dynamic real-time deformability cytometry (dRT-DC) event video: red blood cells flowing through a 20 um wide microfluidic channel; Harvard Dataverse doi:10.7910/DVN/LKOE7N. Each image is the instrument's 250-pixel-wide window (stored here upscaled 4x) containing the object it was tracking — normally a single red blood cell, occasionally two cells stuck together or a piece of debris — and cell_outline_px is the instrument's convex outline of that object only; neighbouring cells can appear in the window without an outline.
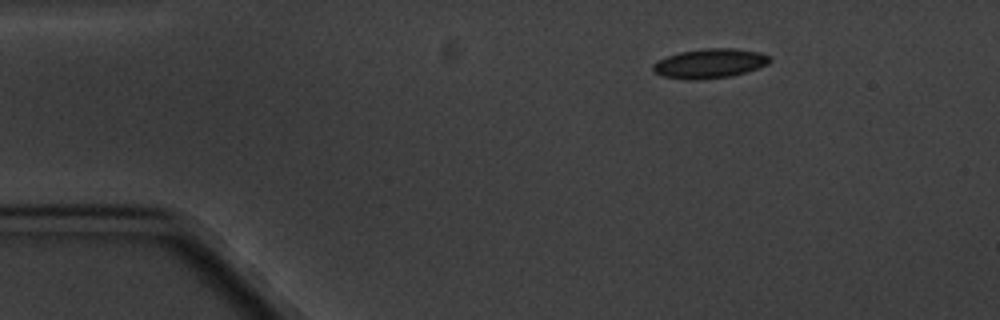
{"species": "common noctule bat (a hibernating species)", "species_latin": "Nyctalus noctula", "temperature_condition": "cold", "stored_images_in_passage": 4, "camera_frame_rate_fps": 3000, "um_per_image_px": 0.085, "animal": {"sex": "male", "body_mass_g": 20.1, "forearm_length_mm": 53.5}, "frame": {"image": 1, "passage_image": 1, "time_ms": 0.0, "image_size_px": [1000, 320], "cell_outline_px": [[772, 60], [768, 64], [732, 76], [696, 80], [688, 80], [664, 76], [652, 72], [652, 64], [656, 60], [680, 52], [704, 48], [736, 48], [760, 52], [768, 56]], "centroid_in_image_um": [60.29, 5.39], "position_along_channel_um": 24.7, "area_um2": 20.11}}
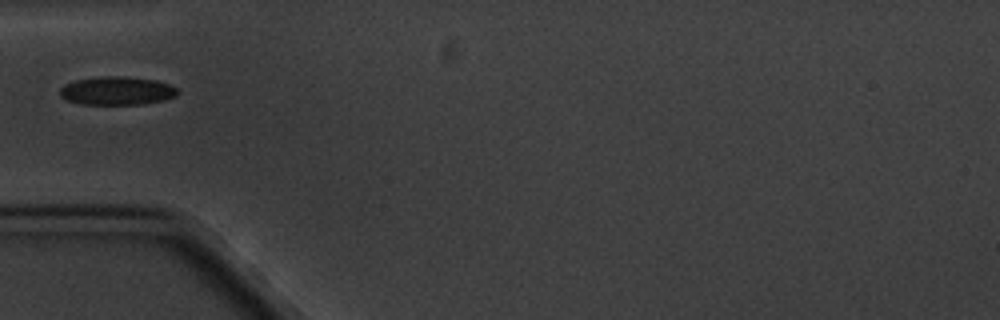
{"frame": {"image": 2, "passage_image": 4, "time_ms": 3.333, "image_size_px": [1000, 320], "cell_outline_px": [[176, 96], [164, 100], [144, 104], [80, 104], [64, 100], [60, 96], [60, 88], [64, 84], [76, 80], [104, 76], [124, 76], [156, 80], [168, 84], [176, 88]], "centroid_in_image_um": [9.9, 7.72], "position_along_channel_um": 75.1, "area_um2": 19.48}}